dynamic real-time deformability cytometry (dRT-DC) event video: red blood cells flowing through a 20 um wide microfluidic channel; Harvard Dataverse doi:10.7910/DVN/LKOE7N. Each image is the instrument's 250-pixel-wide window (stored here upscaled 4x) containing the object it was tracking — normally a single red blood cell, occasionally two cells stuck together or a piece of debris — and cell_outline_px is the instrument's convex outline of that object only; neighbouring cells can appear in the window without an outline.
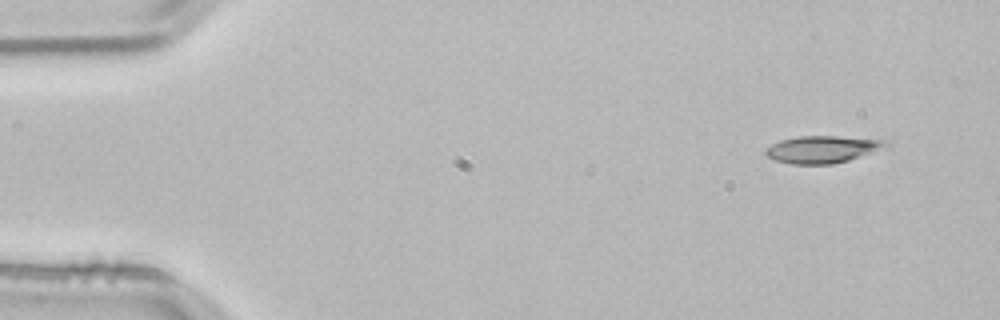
{"species": "common noctule bat (a hibernating species)", "species_latin": "Nyctalus noctula", "temperature_condition": "room temperature", "stored_images_in_passage": 3, "camera_frame_rate_fps": 3000, "um_per_image_px": 0.085, "animal": {"sex": "male", "body_mass_g": 21.5, "forearm_length_mm": 52.0}, "frame": {"image": 1, "passage_image": 1, "time_ms": 0.0, "image_size_px": [1000, 320], "cell_outline_px": [[892, 148], [848, 160], [832, 164], [792, 164], [776, 160], [768, 156], [764, 152], [772, 144], [780, 140], [800, 136], [836, 136], [888, 140], [892, 144]], "centroid_in_image_um": [70.06, 12.69], "position_along_channel_um": 14.9, "area_um2": 19.36}}